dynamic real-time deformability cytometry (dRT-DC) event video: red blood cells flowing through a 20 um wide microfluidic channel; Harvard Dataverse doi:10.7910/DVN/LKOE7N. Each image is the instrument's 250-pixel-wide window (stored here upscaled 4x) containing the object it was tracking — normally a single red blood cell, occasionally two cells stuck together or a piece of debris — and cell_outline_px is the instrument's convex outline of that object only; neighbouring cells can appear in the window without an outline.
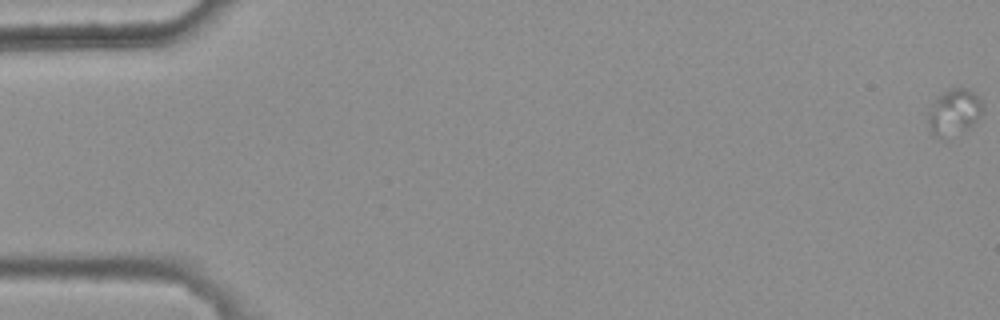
{"species": "common noctule bat (a hibernating species)", "species_latin": "Nyctalus noctula", "temperature_condition": "warm", "stored_images_in_passage": 5, "camera_frame_rate_fps": 3000, "um_per_image_px": 0.085, "animal": {"sex": "female", "body_mass_g": 25.1}, "frame": {"image": 1, "passage_image": 1, "time_ms": 0.0, "image_size_px": [1000, 320], "cell_outline_px": [[984, 108], [976, 120], [968, 128], [940, 136], [936, 136], [928, 128], [928, 112], [936, 96], [952, 88], [964, 88], [972, 92], [984, 104]], "centroid_in_image_um": [81.07, 9.47], "position_along_channel_um": 3.9, "area_um2": 14.05}}